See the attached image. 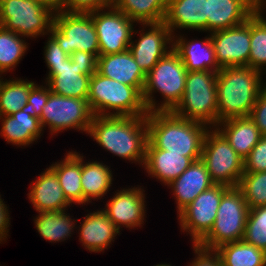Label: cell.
Wrapping results in <instances>:
<instances>
[{
    "label": "cell",
    "instance_id": "37",
    "mask_svg": "<svg viewBox=\"0 0 266 266\" xmlns=\"http://www.w3.org/2000/svg\"><path fill=\"white\" fill-rule=\"evenodd\" d=\"M243 240L266 253V206L249 210Z\"/></svg>",
    "mask_w": 266,
    "mask_h": 266
},
{
    "label": "cell",
    "instance_id": "46",
    "mask_svg": "<svg viewBox=\"0 0 266 266\" xmlns=\"http://www.w3.org/2000/svg\"><path fill=\"white\" fill-rule=\"evenodd\" d=\"M42 4L44 7L49 8L51 11L59 12L61 10V0H33Z\"/></svg>",
    "mask_w": 266,
    "mask_h": 266
},
{
    "label": "cell",
    "instance_id": "12",
    "mask_svg": "<svg viewBox=\"0 0 266 266\" xmlns=\"http://www.w3.org/2000/svg\"><path fill=\"white\" fill-rule=\"evenodd\" d=\"M229 188L214 184L179 213L181 228L191 233L194 244H198L212 229L221 198Z\"/></svg>",
    "mask_w": 266,
    "mask_h": 266
},
{
    "label": "cell",
    "instance_id": "14",
    "mask_svg": "<svg viewBox=\"0 0 266 266\" xmlns=\"http://www.w3.org/2000/svg\"><path fill=\"white\" fill-rule=\"evenodd\" d=\"M215 58L220 68L248 66L250 17L241 25L211 33Z\"/></svg>",
    "mask_w": 266,
    "mask_h": 266
},
{
    "label": "cell",
    "instance_id": "31",
    "mask_svg": "<svg viewBox=\"0 0 266 266\" xmlns=\"http://www.w3.org/2000/svg\"><path fill=\"white\" fill-rule=\"evenodd\" d=\"M111 174L110 169L102 163L95 161L83 164L82 160L81 185L84 204L107 193L112 184Z\"/></svg>",
    "mask_w": 266,
    "mask_h": 266
},
{
    "label": "cell",
    "instance_id": "25",
    "mask_svg": "<svg viewBox=\"0 0 266 266\" xmlns=\"http://www.w3.org/2000/svg\"><path fill=\"white\" fill-rule=\"evenodd\" d=\"M224 128L215 127L229 142L236 153L245 159L252 148L258 143L263 134L258 130L254 121L248 117H238L222 121Z\"/></svg>",
    "mask_w": 266,
    "mask_h": 266
},
{
    "label": "cell",
    "instance_id": "18",
    "mask_svg": "<svg viewBox=\"0 0 266 266\" xmlns=\"http://www.w3.org/2000/svg\"><path fill=\"white\" fill-rule=\"evenodd\" d=\"M97 71L105 77L135 87L142 94L146 75L129 49L122 53L99 55Z\"/></svg>",
    "mask_w": 266,
    "mask_h": 266
},
{
    "label": "cell",
    "instance_id": "20",
    "mask_svg": "<svg viewBox=\"0 0 266 266\" xmlns=\"http://www.w3.org/2000/svg\"><path fill=\"white\" fill-rule=\"evenodd\" d=\"M176 195L177 208L180 213L200 193L214 185L205 163L200 159L194 161L178 178L170 184Z\"/></svg>",
    "mask_w": 266,
    "mask_h": 266
},
{
    "label": "cell",
    "instance_id": "32",
    "mask_svg": "<svg viewBox=\"0 0 266 266\" xmlns=\"http://www.w3.org/2000/svg\"><path fill=\"white\" fill-rule=\"evenodd\" d=\"M63 211L39 212L35 220L36 229L39 234L50 242L62 241L71 236L74 222Z\"/></svg>",
    "mask_w": 266,
    "mask_h": 266
},
{
    "label": "cell",
    "instance_id": "9",
    "mask_svg": "<svg viewBox=\"0 0 266 266\" xmlns=\"http://www.w3.org/2000/svg\"><path fill=\"white\" fill-rule=\"evenodd\" d=\"M201 160L205 163L214 184L238 187L244 173V159L217 129L207 131Z\"/></svg>",
    "mask_w": 266,
    "mask_h": 266
},
{
    "label": "cell",
    "instance_id": "10",
    "mask_svg": "<svg viewBox=\"0 0 266 266\" xmlns=\"http://www.w3.org/2000/svg\"><path fill=\"white\" fill-rule=\"evenodd\" d=\"M33 0H0V26L18 35L37 37L50 31L54 13Z\"/></svg>",
    "mask_w": 266,
    "mask_h": 266
},
{
    "label": "cell",
    "instance_id": "13",
    "mask_svg": "<svg viewBox=\"0 0 266 266\" xmlns=\"http://www.w3.org/2000/svg\"><path fill=\"white\" fill-rule=\"evenodd\" d=\"M104 13L89 12L98 35L99 55L122 53L128 50L133 33V23L126 14L113 5Z\"/></svg>",
    "mask_w": 266,
    "mask_h": 266
},
{
    "label": "cell",
    "instance_id": "38",
    "mask_svg": "<svg viewBox=\"0 0 266 266\" xmlns=\"http://www.w3.org/2000/svg\"><path fill=\"white\" fill-rule=\"evenodd\" d=\"M266 171V135H263L244 159V172Z\"/></svg>",
    "mask_w": 266,
    "mask_h": 266
},
{
    "label": "cell",
    "instance_id": "15",
    "mask_svg": "<svg viewBox=\"0 0 266 266\" xmlns=\"http://www.w3.org/2000/svg\"><path fill=\"white\" fill-rule=\"evenodd\" d=\"M142 25L150 26L151 30L142 32L137 44L131 41L128 49L146 75L169 52L167 44L172 42L174 37L171 36L173 34L164 22Z\"/></svg>",
    "mask_w": 266,
    "mask_h": 266
},
{
    "label": "cell",
    "instance_id": "19",
    "mask_svg": "<svg viewBox=\"0 0 266 266\" xmlns=\"http://www.w3.org/2000/svg\"><path fill=\"white\" fill-rule=\"evenodd\" d=\"M48 68L46 79L52 93L72 98H88L91 76L84 75L70 59L61 66Z\"/></svg>",
    "mask_w": 266,
    "mask_h": 266
},
{
    "label": "cell",
    "instance_id": "3",
    "mask_svg": "<svg viewBox=\"0 0 266 266\" xmlns=\"http://www.w3.org/2000/svg\"><path fill=\"white\" fill-rule=\"evenodd\" d=\"M262 71L248 66L224 67L216 81L218 123L248 117L262 89Z\"/></svg>",
    "mask_w": 266,
    "mask_h": 266
},
{
    "label": "cell",
    "instance_id": "24",
    "mask_svg": "<svg viewBox=\"0 0 266 266\" xmlns=\"http://www.w3.org/2000/svg\"><path fill=\"white\" fill-rule=\"evenodd\" d=\"M119 232L106 213L98 210L85 217L79 239L89 251L100 252L111 244Z\"/></svg>",
    "mask_w": 266,
    "mask_h": 266
},
{
    "label": "cell",
    "instance_id": "40",
    "mask_svg": "<svg viewBox=\"0 0 266 266\" xmlns=\"http://www.w3.org/2000/svg\"><path fill=\"white\" fill-rule=\"evenodd\" d=\"M112 4L113 0H61V10L89 13L95 10L102 11L106 7L110 8Z\"/></svg>",
    "mask_w": 266,
    "mask_h": 266
},
{
    "label": "cell",
    "instance_id": "36",
    "mask_svg": "<svg viewBox=\"0 0 266 266\" xmlns=\"http://www.w3.org/2000/svg\"><path fill=\"white\" fill-rule=\"evenodd\" d=\"M238 188L242 191L250 209L266 206V171L258 173L244 172Z\"/></svg>",
    "mask_w": 266,
    "mask_h": 266
},
{
    "label": "cell",
    "instance_id": "48",
    "mask_svg": "<svg viewBox=\"0 0 266 266\" xmlns=\"http://www.w3.org/2000/svg\"><path fill=\"white\" fill-rule=\"evenodd\" d=\"M156 266H171V265H168V264H159V265H156Z\"/></svg>",
    "mask_w": 266,
    "mask_h": 266
},
{
    "label": "cell",
    "instance_id": "42",
    "mask_svg": "<svg viewBox=\"0 0 266 266\" xmlns=\"http://www.w3.org/2000/svg\"><path fill=\"white\" fill-rule=\"evenodd\" d=\"M249 117L254 121L258 130L266 135V85L261 89Z\"/></svg>",
    "mask_w": 266,
    "mask_h": 266
},
{
    "label": "cell",
    "instance_id": "39",
    "mask_svg": "<svg viewBox=\"0 0 266 266\" xmlns=\"http://www.w3.org/2000/svg\"><path fill=\"white\" fill-rule=\"evenodd\" d=\"M34 84L29 92L27 104L22 107V110L32 117L40 118L42 108L46 105L49 98V87H39Z\"/></svg>",
    "mask_w": 266,
    "mask_h": 266
},
{
    "label": "cell",
    "instance_id": "28",
    "mask_svg": "<svg viewBox=\"0 0 266 266\" xmlns=\"http://www.w3.org/2000/svg\"><path fill=\"white\" fill-rule=\"evenodd\" d=\"M76 152H69L61 163H55L50 168L56 173L63 194L71 204H83L81 185L82 158Z\"/></svg>",
    "mask_w": 266,
    "mask_h": 266
},
{
    "label": "cell",
    "instance_id": "23",
    "mask_svg": "<svg viewBox=\"0 0 266 266\" xmlns=\"http://www.w3.org/2000/svg\"><path fill=\"white\" fill-rule=\"evenodd\" d=\"M28 195L38 212L63 211L70 205L56 173L50 167L34 182Z\"/></svg>",
    "mask_w": 266,
    "mask_h": 266
},
{
    "label": "cell",
    "instance_id": "6",
    "mask_svg": "<svg viewBox=\"0 0 266 266\" xmlns=\"http://www.w3.org/2000/svg\"><path fill=\"white\" fill-rule=\"evenodd\" d=\"M217 74L214 71H188L183 97L172 112L188 120L217 126Z\"/></svg>",
    "mask_w": 266,
    "mask_h": 266
},
{
    "label": "cell",
    "instance_id": "2",
    "mask_svg": "<svg viewBox=\"0 0 266 266\" xmlns=\"http://www.w3.org/2000/svg\"><path fill=\"white\" fill-rule=\"evenodd\" d=\"M88 133L111 153L144 165L148 141L146 116H94Z\"/></svg>",
    "mask_w": 266,
    "mask_h": 266
},
{
    "label": "cell",
    "instance_id": "21",
    "mask_svg": "<svg viewBox=\"0 0 266 266\" xmlns=\"http://www.w3.org/2000/svg\"><path fill=\"white\" fill-rule=\"evenodd\" d=\"M207 0H170L164 23L174 28L207 31Z\"/></svg>",
    "mask_w": 266,
    "mask_h": 266
},
{
    "label": "cell",
    "instance_id": "43",
    "mask_svg": "<svg viewBox=\"0 0 266 266\" xmlns=\"http://www.w3.org/2000/svg\"><path fill=\"white\" fill-rule=\"evenodd\" d=\"M45 48L44 55L47 66H61L65 64V61L70 59V56L63 51L52 36L49 38Z\"/></svg>",
    "mask_w": 266,
    "mask_h": 266
},
{
    "label": "cell",
    "instance_id": "17",
    "mask_svg": "<svg viewBox=\"0 0 266 266\" xmlns=\"http://www.w3.org/2000/svg\"><path fill=\"white\" fill-rule=\"evenodd\" d=\"M144 202L141 188L123 189L116 193L103 211L118 229L121 225L134 228L143 223Z\"/></svg>",
    "mask_w": 266,
    "mask_h": 266
},
{
    "label": "cell",
    "instance_id": "33",
    "mask_svg": "<svg viewBox=\"0 0 266 266\" xmlns=\"http://www.w3.org/2000/svg\"><path fill=\"white\" fill-rule=\"evenodd\" d=\"M34 82L24 80L1 81L0 83V119L12 115L27 104L28 95Z\"/></svg>",
    "mask_w": 266,
    "mask_h": 266
},
{
    "label": "cell",
    "instance_id": "44",
    "mask_svg": "<svg viewBox=\"0 0 266 266\" xmlns=\"http://www.w3.org/2000/svg\"><path fill=\"white\" fill-rule=\"evenodd\" d=\"M193 245L195 254L197 253L198 257H196L190 266H222L221 258L216 250L206 249L198 244Z\"/></svg>",
    "mask_w": 266,
    "mask_h": 266
},
{
    "label": "cell",
    "instance_id": "16",
    "mask_svg": "<svg viewBox=\"0 0 266 266\" xmlns=\"http://www.w3.org/2000/svg\"><path fill=\"white\" fill-rule=\"evenodd\" d=\"M259 8V0H207V30L216 32L246 22Z\"/></svg>",
    "mask_w": 266,
    "mask_h": 266
},
{
    "label": "cell",
    "instance_id": "8",
    "mask_svg": "<svg viewBox=\"0 0 266 266\" xmlns=\"http://www.w3.org/2000/svg\"><path fill=\"white\" fill-rule=\"evenodd\" d=\"M49 33L69 56L75 51L99 56L98 35L90 13L60 10L54 14Z\"/></svg>",
    "mask_w": 266,
    "mask_h": 266
},
{
    "label": "cell",
    "instance_id": "26",
    "mask_svg": "<svg viewBox=\"0 0 266 266\" xmlns=\"http://www.w3.org/2000/svg\"><path fill=\"white\" fill-rule=\"evenodd\" d=\"M175 41L174 43L172 42L171 46L179 54L187 71L218 72L221 69L216 62L210 37H206L205 41H201L199 45L197 44L198 42L194 41L186 43L183 37Z\"/></svg>",
    "mask_w": 266,
    "mask_h": 266
},
{
    "label": "cell",
    "instance_id": "47",
    "mask_svg": "<svg viewBox=\"0 0 266 266\" xmlns=\"http://www.w3.org/2000/svg\"><path fill=\"white\" fill-rule=\"evenodd\" d=\"M263 2H264V0H259V7L263 8V6H262V5H264V4H262Z\"/></svg>",
    "mask_w": 266,
    "mask_h": 266
},
{
    "label": "cell",
    "instance_id": "35",
    "mask_svg": "<svg viewBox=\"0 0 266 266\" xmlns=\"http://www.w3.org/2000/svg\"><path fill=\"white\" fill-rule=\"evenodd\" d=\"M27 49L19 35L0 26V73L14 68Z\"/></svg>",
    "mask_w": 266,
    "mask_h": 266
},
{
    "label": "cell",
    "instance_id": "30",
    "mask_svg": "<svg viewBox=\"0 0 266 266\" xmlns=\"http://www.w3.org/2000/svg\"><path fill=\"white\" fill-rule=\"evenodd\" d=\"M215 250L222 266H266V253L244 240L222 244Z\"/></svg>",
    "mask_w": 266,
    "mask_h": 266
},
{
    "label": "cell",
    "instance_id": "22",
    "mask_svg": "<svg viewBox=\"0 0 266 266\" xmlns=\"http://www.w3.org/2000/svg\"><path fill=\"white\" fill-rule=\"evenodd\" d=\"M201 157H184L162 149H146L144 167L148 174L165 185L178 178L194 161Z\"/></svg>",
    "mask_w": 266,
    "mask_h": 266
},
{
    "label": "cell",
    "instance_id": "41",
    "mask_svg": "<svg viewBox=\"0 0 266 266\" xmlns=\"http://www.w3.org/2000/svg\"><path fill=\"white\" fill-rule=\"evenodd\" d=\"M70 60L84 75L92 76L97 71L98 57L85 51H75L70 55Z\"/></svg>",
    "mask_w": 266,
    "mask_h": 266
},
{
    "label": "cell",
    "instance_id": "29",
    "mask_svg": "<svg viewBox=\"0 0 266 266\" xmlns=\"http://www.w3.org/2000/svg\"><path fill=\"white\" fill-rule=\"evenodd\" d=\"M170 0H113V6L132 21L142 24L164 22Z\"/></svg>",
    "mask_w": 266,
    "mask_h": 266
},
{
    "label": "cell",
    "instance_id": "5",
    "mask_svg": "<svg viewBox=\"0 0 266 266\" xmlns=\"http://www.w3.org/2000/svg\"><path fill=\"white\" fill-rule=\"evenodd\" d=\"M187 72L179 54L171 47L146 74L142 98L148 113L172 111L177 106L184 94ZM155 90L162 93L165 100L157 108L151 96Z\"/></svg>",
    "mask_w": 266,
    "mask_h": 266
},
{
    "label": "cell",
    "instance_id": "11",
    "mask_svg": "<svg viewBox=\"0 0 266 266\" xmlns=\"http://www.w3.org/2000/svg\"><path fill=\"white\" fill-rule=\"evenodd\" d=\"M87 99L57 95L49 89L48 101L39 118L42 129L48 124L51 134L68 128L89 132L94 114Z\"/></svg>",
    "mask_w": 266,
    "mask_h": 266
},
{
    "label": "cell",
    "instance_id": "27",
    "mask_svg": "<svg viewBox=\"0 0 266 266\" xmlns=\"http://www.w3.org/2000/svg\"><path fill=\"white\" fill-rule=\"evenodd\" d=\"M3 117L0 133L8 143L20 146L29 145L41 134L42 127L39 118L32 117L22 109Z\"/></svg>",
    "mask_w": 266,
    "mask_h": 266
},
{
    "label": "cell",
    "instance_id": "4",
    "mask_svg": "<svg viewBox=\"0 0 266 266\" xmlns=\"http://www.w3.org/2000/svg\"><path fill=\"white\" fill-rule=\"evenodd\" d=\"M88 103L94 116H146L142 94L133 86L122 84L96 71L90 78ZM106 109L116 113H105Z\"/></svg>",
    "mask_w": 266,
    "mask_h": 266
},
{
    "label": "cell",
    "instance_id": "1",
    "mask_svg": "<svg viewBox=\"0 0 266 266\" xmlns=\"http://www.w3.org/2000/svg\"><path fill=\"white\" fill-rule=\"evenodd\" d=\"M146 149H162L184 157H201L206 124L188 120L172 111H154L146 115Z\"/></svg>",
    "mask_w": 266,
    "mask_h": 266
},
{
    "label": "cell",
    "instance_id": "45",
    "mask_svg": "<svg viewBox=\"0 0 266 266\" xmlns=\"http://www.w3.org/2000/svg\"><path fill=\"white\" fill-rule=\"evenodd\" d=\"M6 204L3 203L2 199L0 198V241H3L4 237H6L8 233L9 223V213L7 210ZM9 223V224H8Z\"/></svg>",
    "mask_w": 266,
    "mask_h": 266
},
{
    "label": "cell",
    "instance_id": "34",
    "mask_svg": "<svg viewBox=\"0 0 266 266\" xmlns=\"http://www.w3.org/2000/svg\"><path fill=\"white\" fill-rule=\"evenodd\" d=\"M265 64V65H264ZM266 66V20L261 7L250 16V57L248 67L262 71Z\"/></svg>",
    "mask_w": 266,
    "mask_h": 266
},
{
    "label": "cell",
    "instance_id": "7",
    "mask_svg": "<svg viewBox=\"0 0 266 266\" xmlns=\"http://www.w3.org/2000/svg\"><path fill=\"white\" fill-rule=\"evenodd\" d=\"M249 210L242 191L230 187L221 198L212 229L198 245L215 250L222 244L243 240Z\"/></svg>",
    "mask_w": 266,
    "mask_h": 266
}]
</instances>
